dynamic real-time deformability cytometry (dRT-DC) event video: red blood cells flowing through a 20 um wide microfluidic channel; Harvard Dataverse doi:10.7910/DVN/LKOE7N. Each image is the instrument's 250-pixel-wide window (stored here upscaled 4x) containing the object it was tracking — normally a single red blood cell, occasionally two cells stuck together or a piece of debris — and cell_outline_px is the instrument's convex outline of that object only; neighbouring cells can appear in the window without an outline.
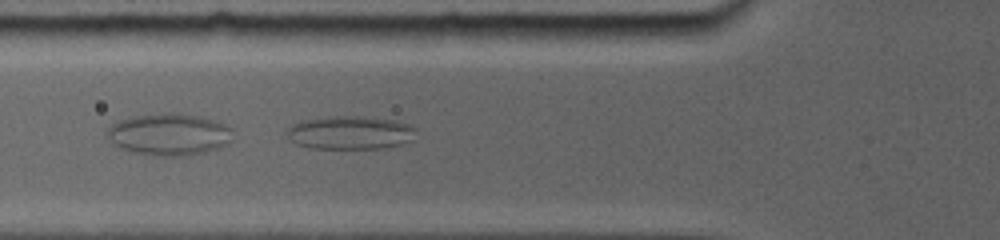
{"species": "common noctule bat (a hibernating species)", "species_latin": "Nyctalus noctula", "temperature_condition": "room temperature", "stored_images_in_passage": 27, "camera_frame_rate_fps": 5000, "um_per_image_px": 0.085, "animal": {"sex": "female", "body_mass_g": 19.0, "forearm_length_mm": 56.7}, "frame": {"image": 1, "passage_image": 8, "time_ms": 1.2, "image_size_px": [1000, 240], "cell_outline_px": [[412, 128], [396, 144], [376, 148], [312, 148], [300, 144], [292, 140], [288, 136], [288, 132], [296, 124], [308, 120], [340, 116], [356, 116], [392, 120], [404, 124]], "centroid_in_image_um": [29.61, 11.27], "position_along_channel_um": 96.2, "area_um2": 22.89}}